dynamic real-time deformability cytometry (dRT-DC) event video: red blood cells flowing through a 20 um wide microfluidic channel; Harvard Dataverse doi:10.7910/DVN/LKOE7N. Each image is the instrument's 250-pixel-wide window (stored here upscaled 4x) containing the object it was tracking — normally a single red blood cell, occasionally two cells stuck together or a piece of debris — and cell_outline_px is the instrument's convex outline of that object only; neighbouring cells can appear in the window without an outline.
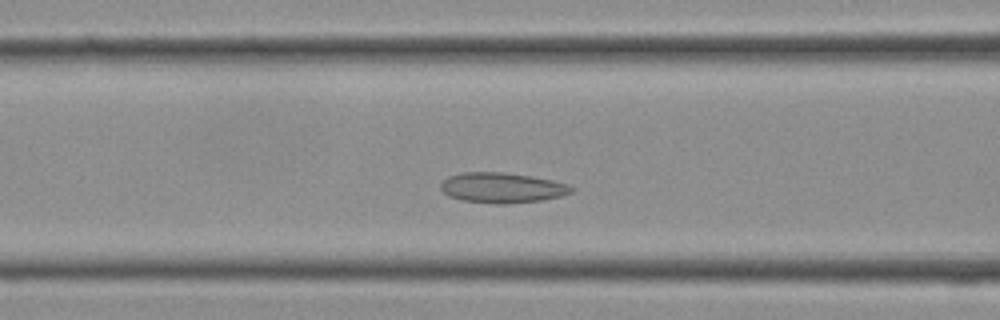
{"species": "Egyptian fruit bat (a non-hibernating species)", "species_latin": "Rousettus aegyptiacus", "temperature_condition": "cold", "stored_images_in_passage": 26, "camera_frame_rate_fps": 3000, "um_per_image_px": 0.085, "frame": {"image": 1, "passage_image": 8, "time_ms": 2.333, "image_size_px": [1000, 320], "cell_outline_px": [[572, 192], [560, 196], [540, 200], [504, 204], [492, 204], [464, 200], [448, 196], [440, 188], [440, 184], [448, 176], [460, 172], [504, 172], [532, 176], [552, 180], [568, 184], [572, 188]], "centroid_in_image_um": [42.64, 15.95], "position_along_channel_um": 124.0, "area_um2": 23.0}}
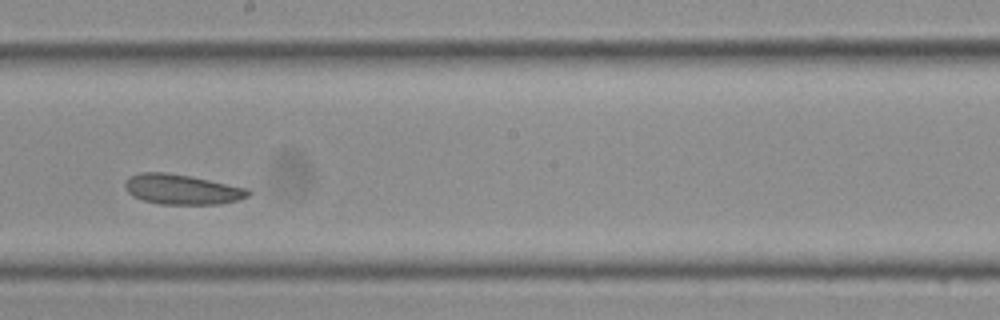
{"frame": {"image": 2, "passage_image": 13, "time_ms": 4.0, "image_size_px": [1000, 320], "cell_outline_px": [[252, 192], [248, 196], [236, 200], [220, 204], [160, 204], [144, 200], [132, 196], [124, 188], [124, 184], [128, 176], [140, 172], [168, 172], [192, 176], [248, 188]], "centroid_in_image_um": [15.44, 16.08], "position_along_channel_um": 232.8, "area_um2": 21.79}}
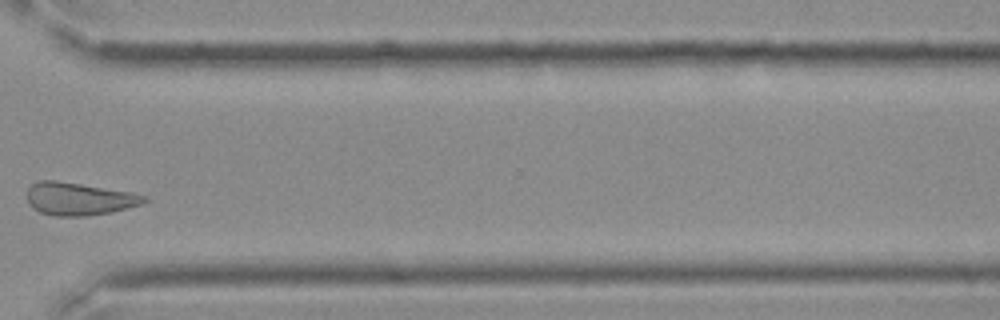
{"frame": {"image": 3, "passage_image": 19, "time_ms": 6.0, "image_size_px": [1000, 320], "cell_outline_px": [[148, 200], [140, 204], [108, 212], [88, 216], [52, 216], [40, 212], [32, 208], [28, 204], [28, 188], [36, 180], [56, 180], [132, 192], [144, 196]], "centroid_in_image_um": [6.65, 16.89], "position_along_channel_um": 364.0, "area_um2": 22.2}}